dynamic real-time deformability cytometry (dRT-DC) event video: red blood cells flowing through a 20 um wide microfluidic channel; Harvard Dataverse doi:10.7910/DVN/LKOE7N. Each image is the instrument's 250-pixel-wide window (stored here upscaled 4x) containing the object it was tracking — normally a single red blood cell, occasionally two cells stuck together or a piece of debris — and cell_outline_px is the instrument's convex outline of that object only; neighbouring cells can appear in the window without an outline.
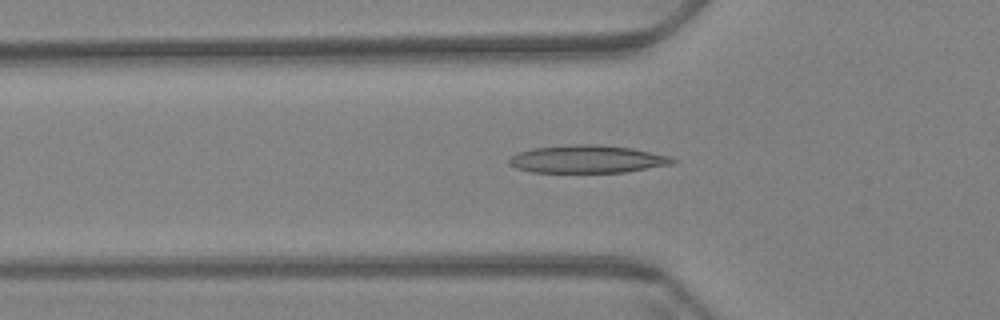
{"species": "Egyptian fruit bat (a non-hibernating species)", "species_latin": "Rousettus aegyptiacus", "temperature_condition": "warm", "stored_images_in_passage": 42, "camera_frame_rate_fps": 3000, "um_per_image_px": 0.085, "animal": {"sex": "female"}, "frame": {"image": 1, "passage_image": 2, "time_ms": 0.333, "image_size_px": [1000, 320], "cell_outline_px": [[676, 160], [672, 164], [624, 172], [532, 172], [516, 168], [508, 164], [508, 160], [512, 156], [520, 152], [532, 148], [568, 144], [600, 144], [632, 148], [668, 156]], "centroid_in_image_um": [49.88, 13.52], "position_along_channel_um": 75.9, "area_um2": 26.36}}
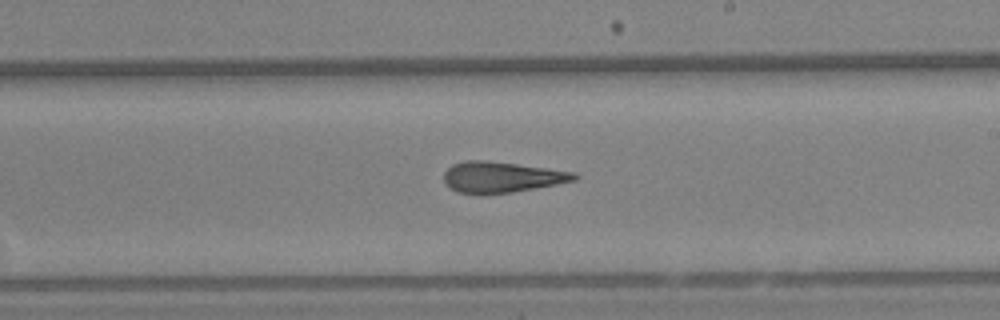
{"frame": {"image": 2, "passage_image": 17, "time_ms": 5.333, "image_size_px": [1000, 320], "cell_outline_px": [[580, 176], [576, 180], [556, 184], [512, 192], [456, 192], [448, 188], [444, 184], [444, 172], [452, 164], [464, 160], [484, 160], [516, 164], [576, 172]], "centroid_in_image_um": [42.62, 15.03], "position_along_channel_um": 246.4, "area_um2": 23.06}}
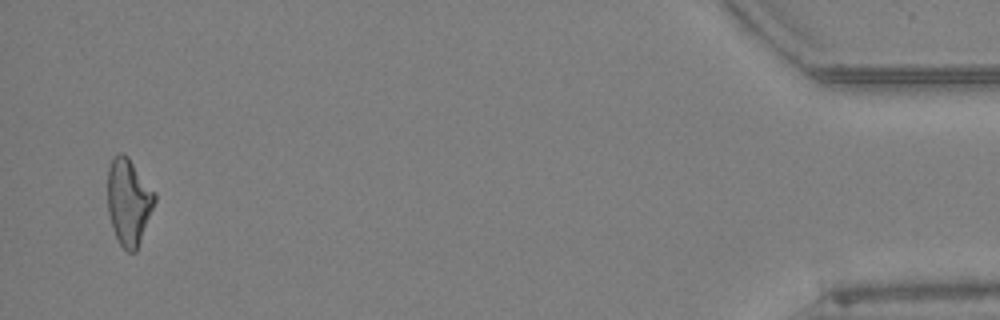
{"frame": {"image": 3, "passage_image": 40, "time_ms": 13.0, "image_size_px": [1000, 320], "cell_outline_px": [[156, 200], [136, 252], [128, 252], [120, 244], [112, 228], [108, 212], [108, 168], [112, 156], [120, 152], [124, 152], [128, 156], [156, 192]], "centroid_in_image_um": [10.94, 17.1], "position_along_channel_um": 424.3, "area_um2": 23.93}, "authors_computed_cell_mechanics": {"area_um2": 23.5246, "velocity_mm_per_s": 3.4138, "shape_relaxation_time_tau1_ms": null, "shape_relaxation_time_tau2_ms": 3.633, "deformation_change_tau1": null, "deformation_change_tau2": 0.1359}}